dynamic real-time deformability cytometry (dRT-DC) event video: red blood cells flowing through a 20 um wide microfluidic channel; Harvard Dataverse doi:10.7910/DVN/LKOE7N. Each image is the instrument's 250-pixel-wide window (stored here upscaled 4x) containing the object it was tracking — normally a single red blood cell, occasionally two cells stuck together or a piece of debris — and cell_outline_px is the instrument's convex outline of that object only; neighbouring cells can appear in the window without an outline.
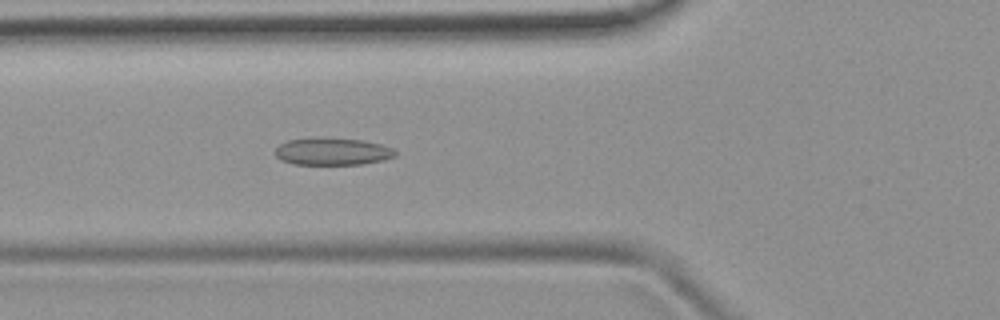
{"species": "common noctule bat (a hibernating species)", "species_latin": "Nyctalus noctula", "temperature_condition": "room temperature", "stored_images_in_passage": 50, "camera_frame_rate_fps": 3000, "um_per_image_px": 0.085, "animal": {"sex": "female", "body_mass_g": 19.9}, "frame": {"image": 1, "passage_image": 16, "time_ms": 5.0, "image_size_px": [1000, 320], "cell_outline_px": [[396, 156], [384, 160], [364, 164], [292, 164], [280, 160], [276, 156], [276, 148], [280, 144], [288, 140], [364, 140], [380, 144], [392, 148], [396, 152]], "centroid_in_image_um": [28.3, 12.92], "position_along_channel_um": 97.5, "area_um2": 18.32}}
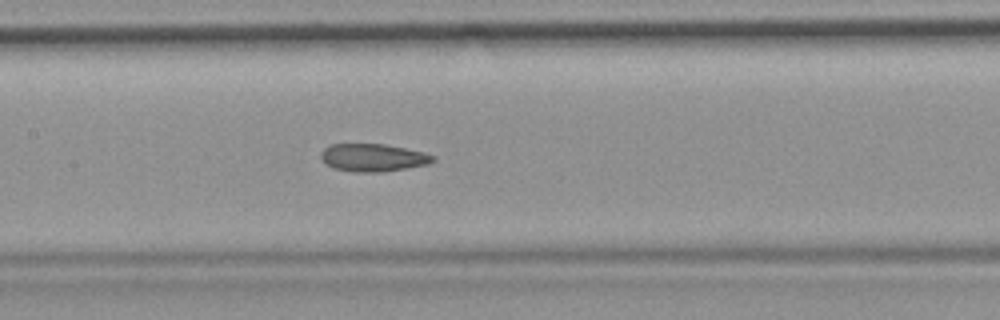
{"frame": {"image": 2, "passage_image": 22, "time_ms": 7.0, "image_size_px": [1000, 320], "cell_outline_px": [[436, 160], [428, 164], [408, 168], [384, 172], [356, 172], [332, 168], [324, 164], [320, 156], [320, 152], [324, 148], [332, 144], [384, 144], [424, 152], [436, 156]], "centroid_in_image_um": [31.7, 13.4], "position_along_channel_um": 175.7, "area_um2": 18.32}}
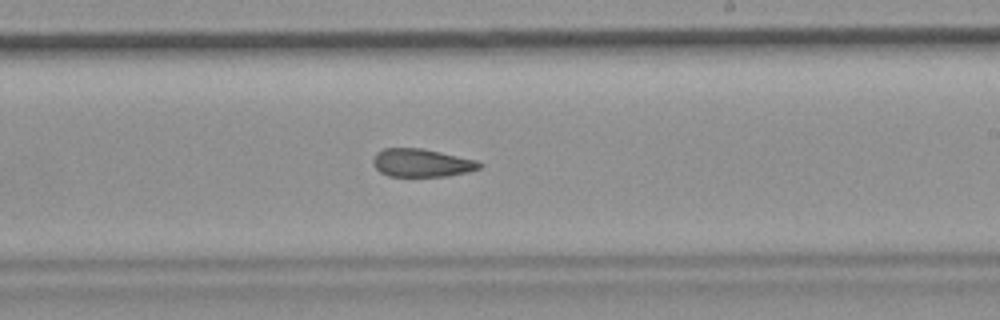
{"frame": {"image": 3, "passage_image": 28, "time_ms": 9.0, "image_size_px": [1000, 320], "cell_outline_px": [[484, 164], [480, 168], [468, 172], [448, 176], [388, 176], [380, 172], [372, 164], [372, 160], [376, 152], [384, 148], [424, 148], [476, 160]], "centroid_in_image_um": [35.83, 13.84], "position_along_channel_um": 253.2, "area_um2": 17.57}}